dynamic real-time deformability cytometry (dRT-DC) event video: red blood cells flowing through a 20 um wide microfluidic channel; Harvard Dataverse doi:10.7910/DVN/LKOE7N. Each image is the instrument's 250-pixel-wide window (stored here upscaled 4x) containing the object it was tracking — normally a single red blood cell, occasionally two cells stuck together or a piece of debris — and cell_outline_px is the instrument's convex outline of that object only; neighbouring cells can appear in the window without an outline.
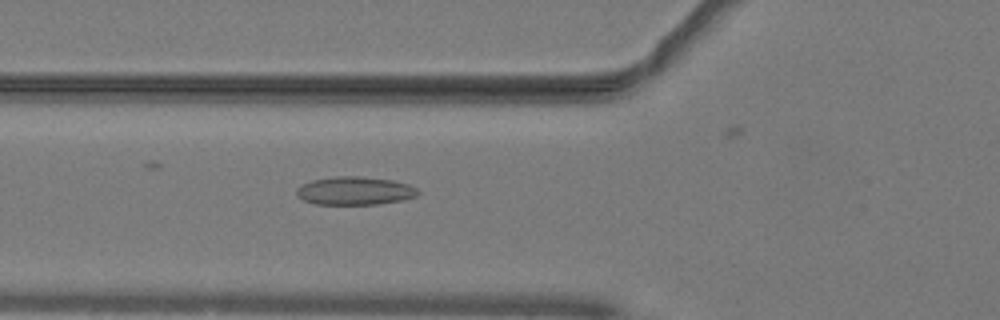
{"species": "common noctule bat (a hibernating species)", "species_latin": "Nyctalus noctula", "temperature_condition": "warm", "stored_images_in_passage": 38, "camera_frame_rate_fps": 3000, "um_per_image_px": 0.085, "animal": {"sex": "male", "body_mass_g": 19.2, "forearm_length_mm": 51.8}, "frame": {"image": 1, "passage_image": 10, "time_ms": 3.0, "image_size_px": [1000, 320], "cell_outline_px": [[420, 192], [416, 196], [404, 200], [380, 204], [316, 204], [304, 200], [296, 196], [296, 188], [312, 180], [336, 176], [360, 176], [392, 180], [408, 184], [416, 188]], "centroid_in_image_um": [30.17, 16.22], "position_along_channel_um": 95.6, "area_um2": 20.0}}
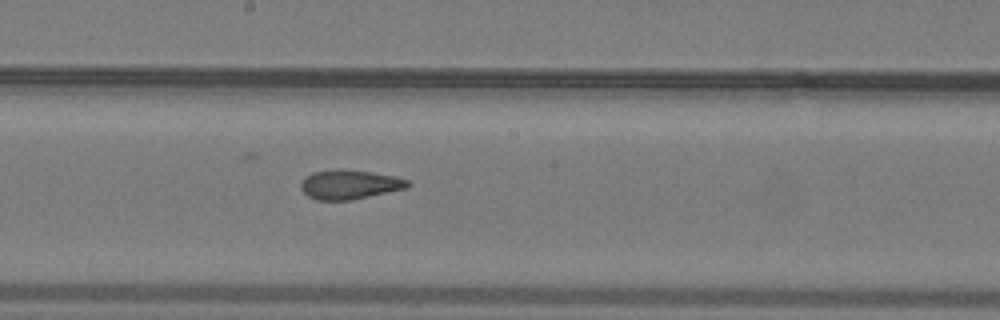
{"frame": {"image": 2, "passage_image": 19, "time_ms": 6.0, "image_size_px": [1000, 320], "cell_outline_px": [[412, 184], [408, 188], [348, 200], [316, 200], [308, 196], [300, 188], [300, 184], [304, 176], [312, 172], [336, 168], [372, 172], [392, 176], [408, 180]], "centroid_in_image_um": [29.67, 15.67], "position_along_channel_um": 218.5, "area_um2": 18.32}}
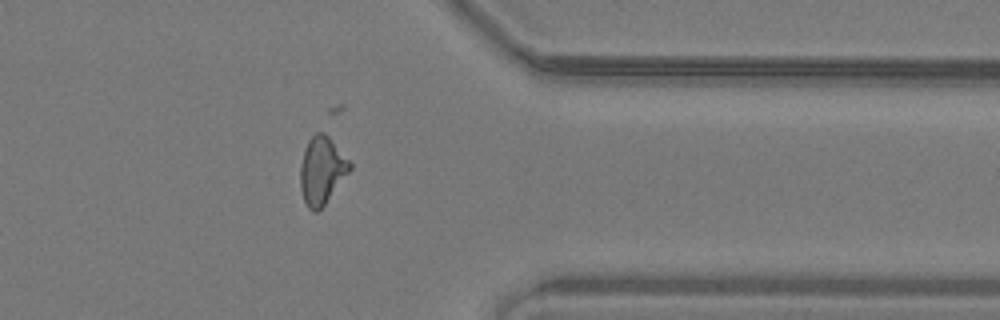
{"frame": {"image": 3, "passage_image": 32, "time_ms": 10.333, "image_size_px": [1000, 320], "cell_outline_px": [[352, 168], [324, 204], [316, 212], [312, 212], [308, 208], [304, 200], [300, 188], [300, 168], [304, 148], [308, 140], [316, 132], [324, 132], [328, 136], [352, 164]], "centroid_in_image_um": [27.33, 14.48], "position_along_channel_um": 384.1, "area_um2": 19.25}}